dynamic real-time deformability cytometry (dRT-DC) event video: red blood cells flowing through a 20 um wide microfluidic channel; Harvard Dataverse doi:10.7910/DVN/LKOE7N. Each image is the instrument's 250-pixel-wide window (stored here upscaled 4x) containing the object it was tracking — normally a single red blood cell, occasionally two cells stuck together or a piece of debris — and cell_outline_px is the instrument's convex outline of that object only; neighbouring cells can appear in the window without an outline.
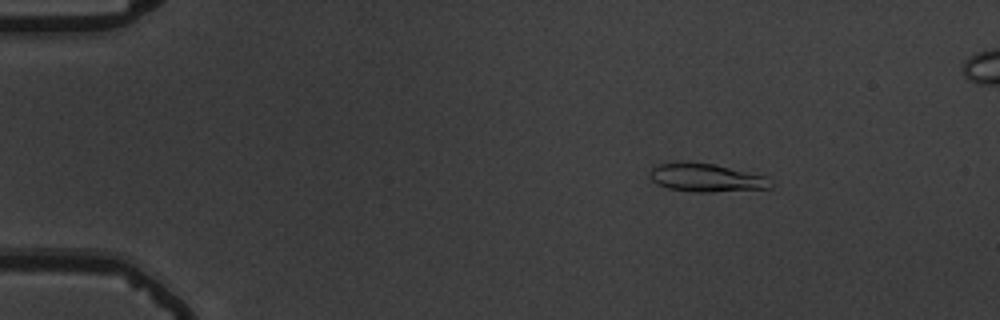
{"species": "common noctule bat (a hibernating species)", "species_latin": "Nyctalus noctula", "temperature_condition": "warm", "stored_images_in_passage": 53, "segment_of_instrument_passage": [1, 2], "camera_frame_rate_fps": 3000, "um_per_image_px": 0.085, "animal": {"sex": "male", "body_mass_g": 19.5, "forearm_length_mm": 54.6}, "frame": {"image": 1, "passage_image": 5, "time_ms": 1.333, "image_size_px": [1000, 320], "cell_outline_px": [[772, 188], [712, 192], [696, 192], [668, 188], [656, 184], [652, 180], [648, 172], [656, 164], [676, 160], [712, 164], [764, 176], [772, 184]], "centroid_in_image_um": [59.92, 15.09], "position_along_channel_um": 25.1, "area_um2": 19.94}}
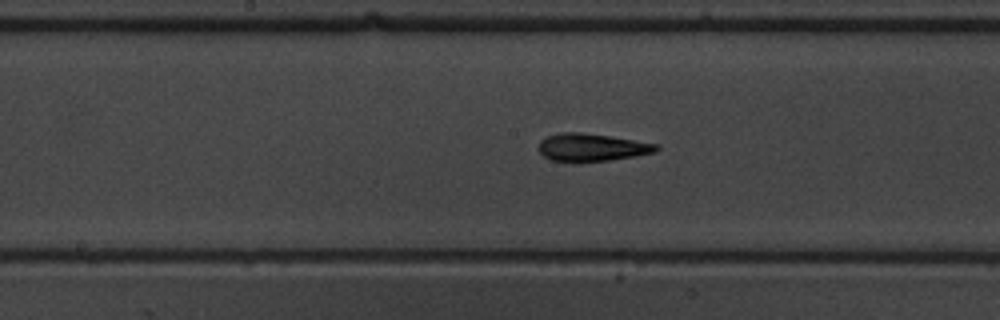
{"frame": {"image": 2, "passage_image": 26, "time_ms": 8.333, "image_size_px": [1000, 320], "cell_outline_px": [[660, 148], [656, 152], [636, 156], [580, 164], [576, 164], [552, 160], [544, 156], [536, 148], [540, 140], [548, 136], [560, 132], [580, 132], [608, 136], [660, 144]], "centroid_in_image_um": [50.27, 12.55], "position_along_channel_um": 197.9, "area_um2": 19.54}}
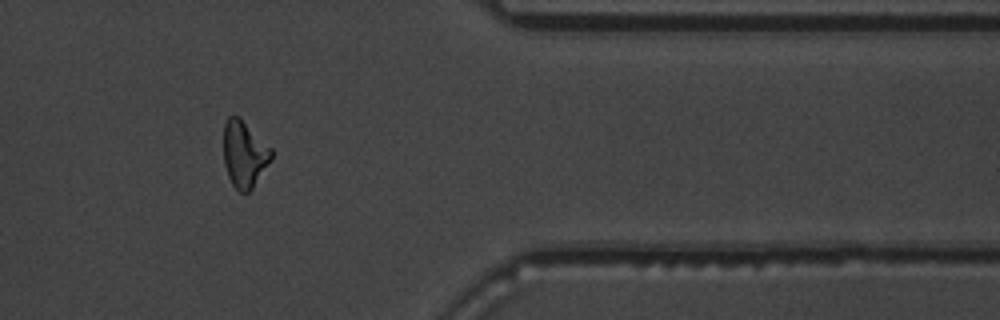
{"frame": {"image": 3, "passage_image": 43, "time_ms": 14.0, "image_size_px": [1000, 320], "cell_outline_px": [[272, 160], [252, 188], [248, 192], [240, 192], [232, 184], [228, 176], [224, 164], [224, 124], [228, 116], [240, 116], [272, 148]], "centroid_in_image_um": [20.78, 13.07], "position_along_channel_um": 390.6, "area_um2": 18.67}}